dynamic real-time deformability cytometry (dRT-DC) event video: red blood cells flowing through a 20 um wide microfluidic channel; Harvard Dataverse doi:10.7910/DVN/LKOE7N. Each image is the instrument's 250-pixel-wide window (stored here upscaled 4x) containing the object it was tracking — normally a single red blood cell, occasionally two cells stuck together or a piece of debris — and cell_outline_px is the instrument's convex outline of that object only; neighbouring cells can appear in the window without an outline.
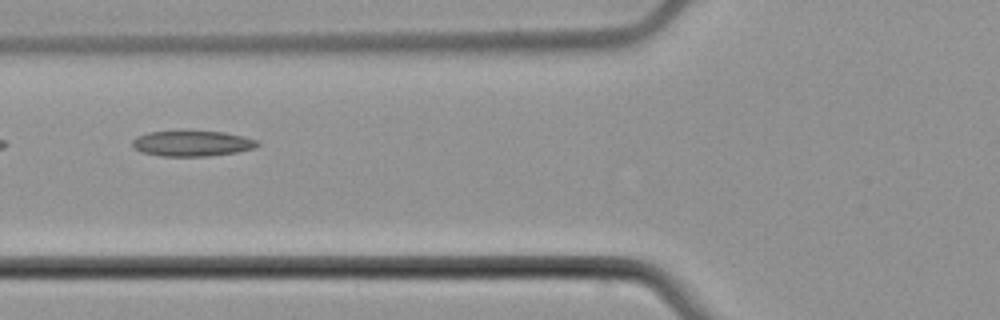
{"species": "common noctule bat (a hibernating species)", "species_latin": "Nyctalus noctula", "temperature_condition": "cold", "stored_images_in_passage": 5, "camera_frame_rate_fps": 3000, "um_per_image_px": 0.085, "animal": {"sex": "male", "body_mass_g": 21.5, "forearm_length_mm": 52.0}, "frame": {"image": 1, "passage_image": 3, "time_ms": 2.667, "image_size_px": [1000, 320], "cell_outline_px": [[260, 144], [252, 148], [236, 152], [208, 156], [160, 156], [140, 152], [132, 144], [132, 140], [136, 136], [148, 132], [184, 128], [224, 132], [244, 136], [260, 140]], "centroid_in_image_um": [16.31, 12.14], "position_along_channel_um": 109.5, "area_um2": 19.54}}
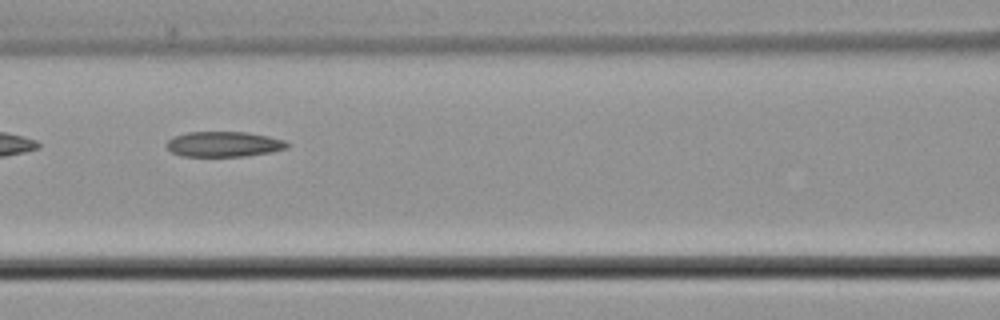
{"frame": {"image": 2, "passage_image": 4, "time_ms": 3.667, "image_size_px": [1000, 320], "cell_outline_px": [[288, 148], [272, 152], [248, 156], [180, 156], [172, 152], [164, 144], [172, 136], [188, 132], [244, 132], [268, 136], [284, 140], [288, 144]], "centroid_in_image_um": [19.0, 12.26], "position_along_channel_um": 147.6, "area_um2": 17.86}}
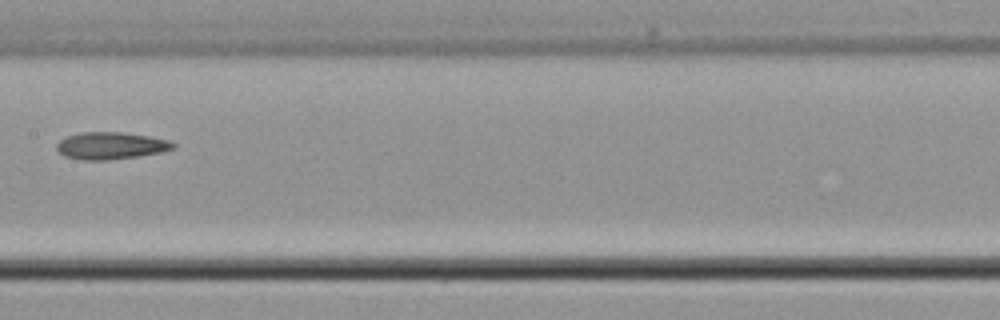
{"frame": {"image": 3, "passage_image": 5, "time_ms": 5.0, "image_size_px": [1000, 320], "cell_outline_px": [[176, 148], [160, 152], [136, 156], [108, 160], [84, 160], [64, 156], [56, 148], [56, 144], [60, 140], [68, 136], [80, 132], [124, 132], [148, 136], [168, 140], [176, 144]], "centroid_in_image_um": [9.41, 12.38], "position_along_channel_um": 198.0, "area_um2": 18.32}}